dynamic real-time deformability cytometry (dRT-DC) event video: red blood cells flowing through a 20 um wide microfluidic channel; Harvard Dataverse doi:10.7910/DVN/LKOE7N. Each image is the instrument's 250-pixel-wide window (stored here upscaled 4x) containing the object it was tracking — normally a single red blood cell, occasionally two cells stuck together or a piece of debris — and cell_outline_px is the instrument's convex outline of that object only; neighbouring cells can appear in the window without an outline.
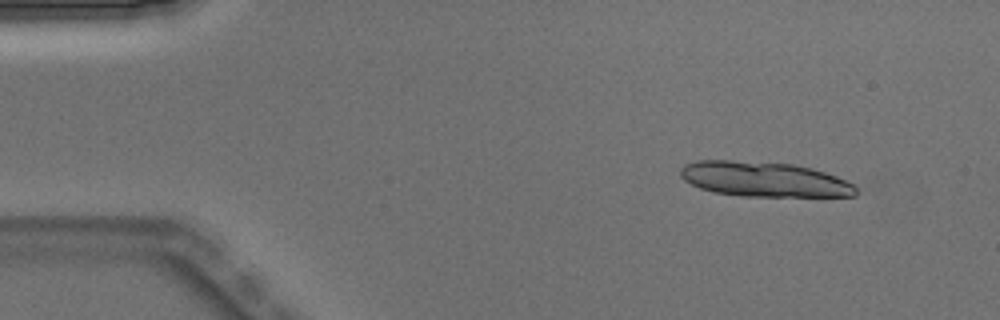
{"species": "Egyptian fruit bat (a non-hibernating species)", "species_latin": "Rousettus aegyptiacus", "temperature_condition": "warm", "stored_images_in_passage": 6, "camera_frame_rate_fps": 3000, "um_per_image_px": 0.085, "animal": {"sex": "male"}, "frame": {"image": 1, "passage_image": 2, "time_ms": 0.333, "image_size_px": [1000, 320], "cell_outline_px": [[856, 196], [740, 196], [712, 192], [700, 188], [684, 180], [680, 176], [680, 168], [684, 164], [696, 160], [732, 160], [792, 164], [812, 168], [836, 176], [856, 184]], "centroid_in_image_um": [64.93, 15.24], "position_along_channel_um": 20.1, "area_um2": 35.89}}
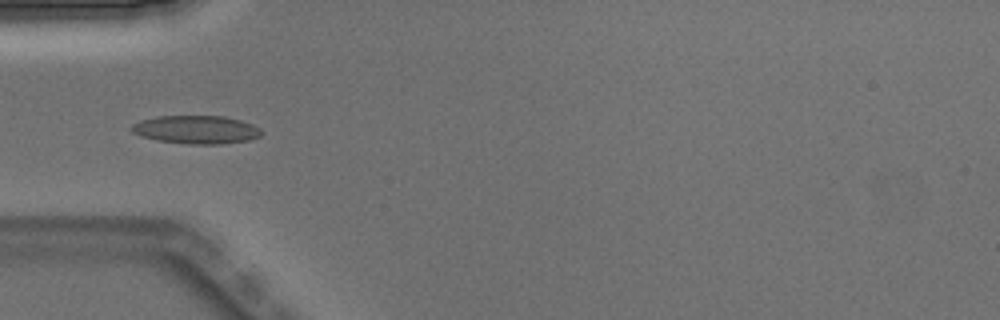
{"frame": {"image": 2, "passage_image": 5, "time_ms": 1.333, "image_size_px": [1000, 320], "cell_outline_px": [[264, 132], [260, 136], [248, 140], [220, 144], [188, 144], [160, 140], [140, 136], [132, 132], [128, 128], [132, 124], [140, 120], [156, 116], [224, 116], [240, 120], [252, 124], [260, 128]], "centroid_in_image_um": [16.66, 11.01], "position_along_channel_um": 68.3, "area_um2": 21.44}}